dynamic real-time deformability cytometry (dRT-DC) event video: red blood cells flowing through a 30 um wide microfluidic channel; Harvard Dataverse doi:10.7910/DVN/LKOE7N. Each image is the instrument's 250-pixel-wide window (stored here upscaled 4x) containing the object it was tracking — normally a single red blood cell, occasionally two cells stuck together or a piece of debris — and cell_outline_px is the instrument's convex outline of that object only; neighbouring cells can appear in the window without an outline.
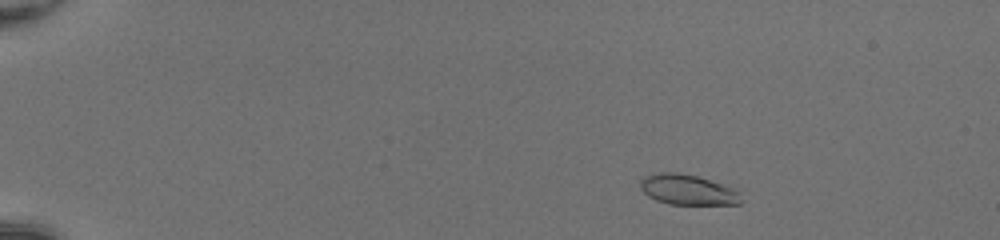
{"species": "common noctule bat (a hibernating species)", "species_latin": "Nyctalus noctula", "temperature_condition": "room temperature", "stored_images_in_passage": 48, "camera_frame_rate_fps": 3000, "um_per_image_px": 0.085, "animal": {"sex": "female", "body_mass_g": 20.0, "forearm_length_mm": 54.0}, "frame": {"image": 1, "passage_image": 6, "time_ms": 1.667, "image_size_px": [1000, 240], "cell_outline_px": [[744, 200], [740, 204], [668, 204], [656, 200], [648, 196], [640, 188], [640, 180], [644, 176], [660, 172], [676, 172], [696, 176], [736, 188], [740, 192]], "centroid_in_image_um": [58.49, 16.13], "position_along_channel_um": 26.5, "area_um2": 17.98}}
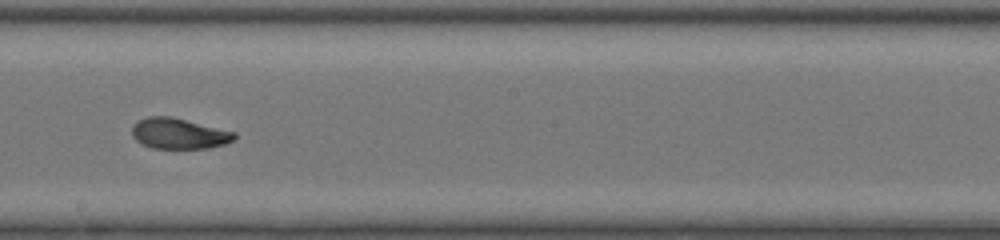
{"frame": {"image": 2, "passage_image": 29, "time_ms": 9.333, "image_size_px": [1000, 240], "cell_outline_px": [[236, 136], [232, 140], [224, 144], [208, 148], [152, 148], [140, 144], [132, 136], [132, 124], [148, 116], [172, 116], [236, 132]], "centroid_in_image_um": [15.18, 11.34], "position_along_channel_um": 233.0, "area_um2": 18.38}}
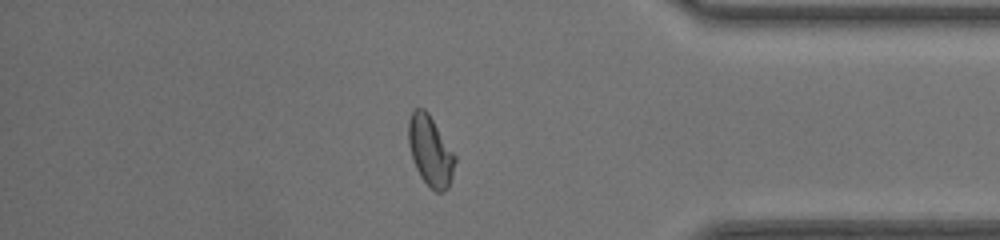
{"frame": {"image": 3, "passage_image": 42, "time_ms": 13.667, "image_size_px": [1000, 240], "cell_outline_px": [[456, 160], [452, 176], [448, 188], [444, 192], [436, 192], [420, 176], [416, 168], [408, 144], [408, 120], [412, 112], [416, 108], [424, 108], [428, 112], [456, 156]], "centroid_in_image_um": [36.58, 12.82], "position_along_channel_um": 398.6, "area_um2": 18.9}, "authors_computed_cell_mechanics": {"area_um2": 18.6116, "velocity_mm_per_s": 4.2185, "shape_relaxation_time_tau1_ms": 6.0474, "shape_relaxation_time_tau2_ms": 0.8815, "deformation_change_tau1": 0.2399, "deformation_change_tau2": 0.067}}